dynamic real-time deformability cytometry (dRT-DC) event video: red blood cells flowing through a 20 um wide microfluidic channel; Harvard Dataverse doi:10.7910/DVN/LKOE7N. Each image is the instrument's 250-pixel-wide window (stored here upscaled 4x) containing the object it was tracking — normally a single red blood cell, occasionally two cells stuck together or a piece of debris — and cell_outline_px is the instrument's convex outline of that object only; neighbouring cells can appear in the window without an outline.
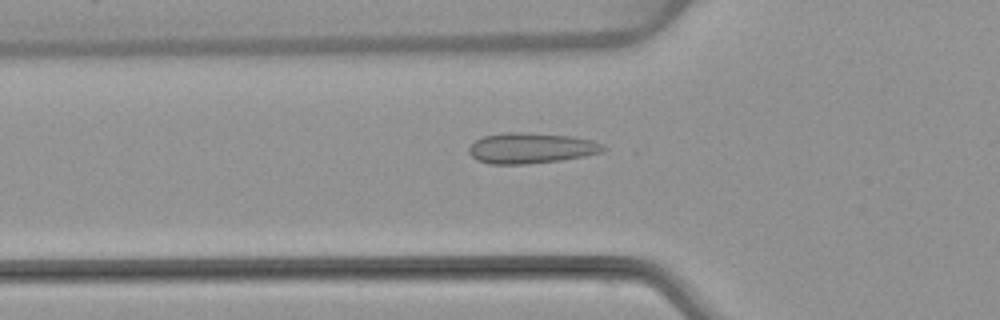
{"species": "common noctule bat (a hibernating species)", "species_latin": "Nyctalus noctula", "temperature_condition": "warm", "stored_images_in_passage": 53, "camera_frame_rate_fps": 3000, "um_per_image_px": 0.085, "animal": {"sex": "female", "body_mass_g": 22.7, "forearm_length_mm": 54.2}, "frame": {"image": 1, "passage_image": 18, "time_ms": 5.667, "image_size_px": [1000, 320], "cell_outline_px": [[608, 148], [600, 152], [584, 156], [560, 160], [528, 164], [488, 164], [476, 160], [468, 152], [468, 148], [476, 140], [484, 136], [504, 132], [524, 132], [572, 136], [592, 140], [604, 144]], "centroid_in_image_um": [45.13, 12.59], "position_along_channel_um": 80.7, "area_um2": 24.1}}
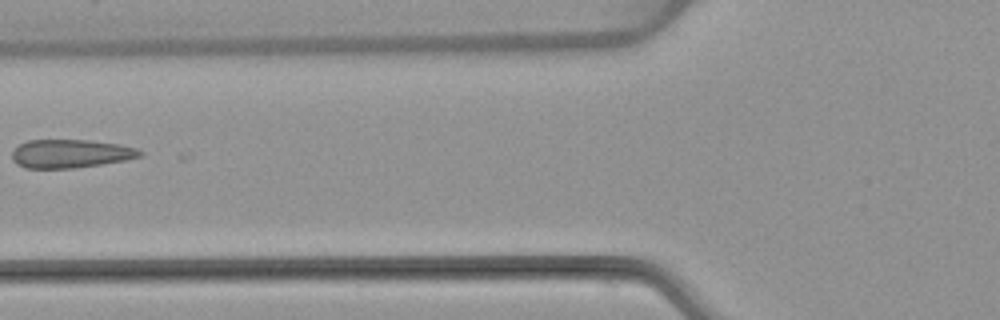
{"frame": {"image": 2, "passage_image": 21, "time_ms": 6.667, "image_size_px": [1000, 320], "cell_outline_px": [[144, 152], [140, 156], [124, 160], [100, 164], [72, 168], [24, 168], [16, 164], [12, 160], [12, 152], [20, 144], [28, 140], [88, 140], [120, 144], [136, 148]], "centroid_in_image_um": [5.97, 13.06], "position_along_channel_um": 119.8, "area_um2": 21.1}}
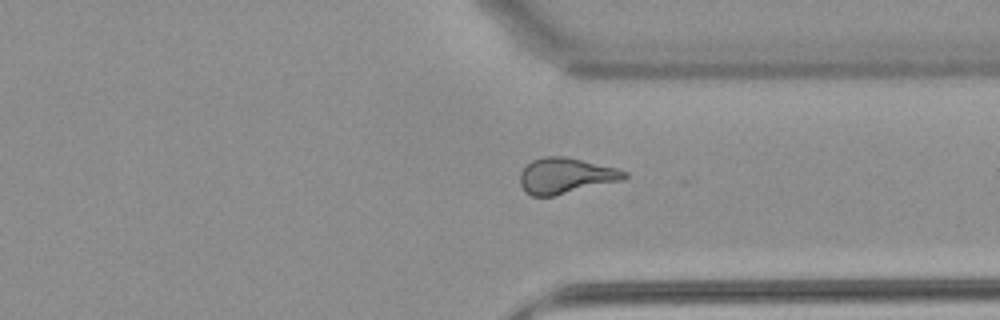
{"frame": {"image": 3, "passage_image": 40, "time_ms": 13.0, "image_size_px": [1000, 320], "cell_outline_px": [[628, 176], [624, 180], [556, 196], [532, 196], [520, 184], [520, 172], [532, 160], [544, 156], [564, 156], [616, 168], [628, 172]], "centroid_in_image_um": [48.11, 14.94], "position_along_channel_um": 363.3, "area_um2": 21.73}}